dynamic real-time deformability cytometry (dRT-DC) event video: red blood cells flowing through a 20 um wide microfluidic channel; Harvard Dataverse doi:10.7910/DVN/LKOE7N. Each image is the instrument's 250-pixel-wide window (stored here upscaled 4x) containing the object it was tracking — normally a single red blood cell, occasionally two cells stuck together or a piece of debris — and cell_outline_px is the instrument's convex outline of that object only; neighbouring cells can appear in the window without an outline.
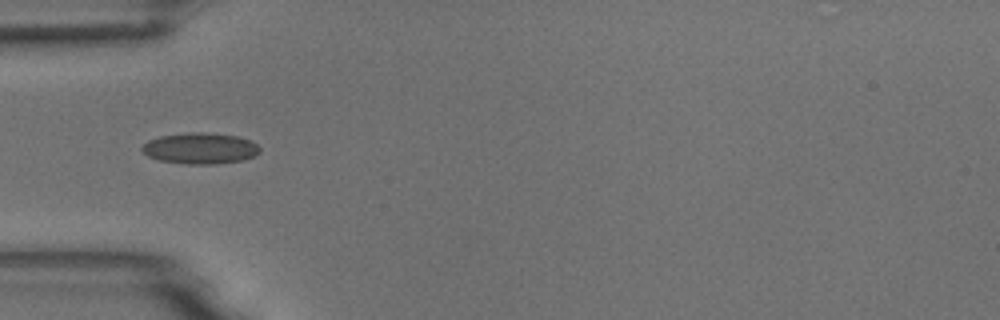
{"species": "common noctule bat (a hibernating species)", "species_latin": "Nyctalus noctula", "temperature_condition": "room temperature", "stored_images_in_passage": 13, "camera_frame_rate_fps": 3000, "um_per_image_px": 0.085, "animal": {"sex": "male", "body_mass_g": 18.8}, "frame": {"image": 1, "passage_image": 3, "time_ms": 0.667, "image_size_px": [1000, 320], "cell_outline_px": [[260, 152], [256, 156], [244, 160], [212, 164], [184, 164], [160, 160], [148, 156], [140, 148], [148, 140], [160, 136], [192, 132], [204, 132], [236, 136], [248, 140], [256, 144], [260, 148]], "centroid_in_image_um": [17.02, 12.61], "position_along_channel_um": 68.0, "area_um2": 21.27}}
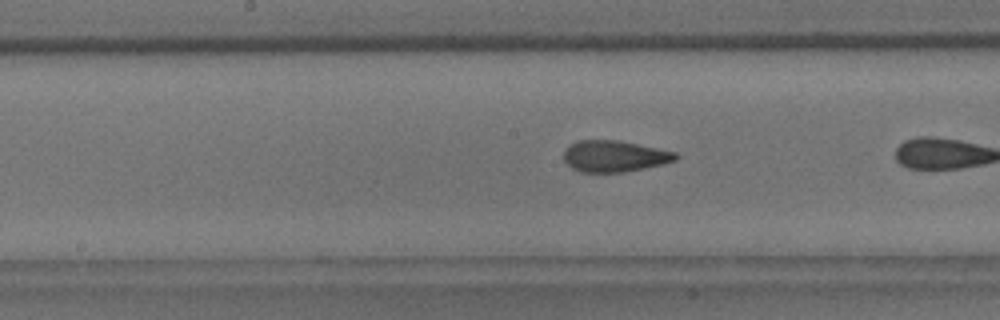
{"frame": {"image": 2, "passage_image": 11, "time_ms": 3.333, "image_size_px": [1000, 320], "cell_outline_px": [[680, 156], [676, 160], [644, 168], [624, 172], [580, 172], [572, 168], [564, 160], [564, 152], [572, 144], [580, 140], [616, 140], [676, 152]], "centroid_in_image_um": [52.23, 13.28], "position_along_channel_um": 196.0, "area_um2": 20.11}}